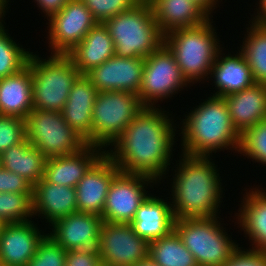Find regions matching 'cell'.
Segmentation results:
<instances>
[{
    "mask_svg": "<svg viewBox=\"0 0 266 266\" xmlns=\"http://www.w3.org/2000/svg\"><path fill=\"white\" fill-rule=\"evenodd\" d=\"M78 72L86 75L115 55L114 42L104 23L97 22L82 41L66 54Z\"/></svg>",
    "mask_w": 266,
    "mask_h": 266,
    "instance_id": "cell-26",
    "label": "cell"
},
{
    "mask_svg": "<svg viewBox=\"0 0 266 266\" xmlns=\"http://www.w3.org/2000/svg\"><path fill=\"white\" fill-rule=\"evenodd\" d=\"M69 0H34L37 7L44 13V16L48 19L53 14L60 12L68 3Z\"/></svg>",
    "mask_w": 266,
    "mask_h": 266,
    "instance_id": "cell-40",
    "label": "cell"
},
{
    "mask_svg": "<svg viewBox=\"0 0 266 266\" xmlns=\"http://www.w3.org/2000/svg\"><path fill=\"white\" fill-rule=\"evenodd\" d=\"M33 193V185L19 174L0 168V193Z\"/></svg>",
    "mask_w": 266,
    "mask_h": 266,
    "instance_id": "cell-37",
    "label": "cell"
},
{
    "mask_svg": "<svg viewBox=\"0 0 266 266\" xmlns=\"http://www.w3.org/2000/svg\"><path fill=\"white\" fill-rule=\"evenodd\" d=\"M209 95L185 119H179L181 153L212 156L225 149L238 153L241 134L232 123L224 97Z\"/></svg>",
    "mask_w": 266,
    "mask_h": 266,
    "instance_id": "cell-3",
    "label": "cell"
},
{
    "mask_svg": "<svg viewBox=\"0 0 266 266\" xmlns=\"http://www.w3.org/2000/svg\"><path fill=\"white\" fill-rule=\"evenodd\" d=\"M178 157L174 165L177 167L171 169L175 174L170 179L171 194L169 192L175 219L219 216L225 189L220 168L212 159L215 157L183 153Z\"/></svg>",
    "mask_w": 266,
    "mask_h": 266,
    "instance_id": "cell-2",
    "label": "cell"
},
{
    "mask_svg": "<svg viewBox=\"0 0 266 266\" xmlns=\"http://www.w3.org/2000/svg\"><path fill=\"white\" fill-rule=\"evenodd\" d=\"M2 168L19 174L33 186L44 177L47 158L25 138L0 154Z\"/></svg>",
    "mask_w": 266,
    "mask_h": 266,
    "instance_id": "cell-28",
    "label": "cell"
},
{
    "mask_svg": "<svg viewBox=\"0 0 266 266\" xmlns=\"http://www.w3.org/2000/svg\"><path fill=\"white\" fill-rule=\"evenodd\" d=\"M149 258L158 266H198L174 230L149 243Z\"/></svg>",
    "mask_w": 266,
    "mask_h": 266,
    "instance_id": "cell-30",
    "label": "cell"
},
{
    "mask_svg": "<svg viewBox=\"0 0 266 266\" xmlns=\"http://www.w3.org/2000/svg\"><path fill=\"white\" fill-rule=\"evenodd\" d=\"M119 172L114 161L104 153L75 187L78 212L101 216L110 184Z\"/></svg>",
    "mask_w": 266,
    "mask_h": 266,
    "instance_id": "cell-15",
    "label": "cell"
},
{
    "mask_svg": "<svg viewBox=\"0 0 266 266\" xmlns=\"http://www.w3.org/2000/svg\"><path fill=\"white\" fill-rule=\"evenodd\" d=\"M67 251L46 235L28 266H65Z\"/></svg>",
    "mask_w": 266,
    "mask_h": 266,
    "instance_id": "cell-34",
    "label": "cell"
},
{
    "mask_svg": "<svg viewBox=\"0 0 266 266\" xmlns=\"http://www.w3.org/2000/svg\"><path fill=\"white\" fill-rule=\"evenodd\" d=\"M98 91L86 75L73 84L61 111L64 120L85 140L92 136V110Z\"/></svg>",
    "mask_w": 266,
    "mask_h": 266,
    "instance_id": "cell-23",
    "label": "cell"
},
{
    "mask_svg": "<svg viewBox=\"0 0 266 266\" xmlns=\"http://www.w3.org/2000/svg\"><path fill=\"white\" fill-rule=\"evenodd\" d=\"M8 2H11V1L10 0H0V27L4 26V24L6 25L5 20H3V19L7 15L6 13L8 12V10L10 8V6H8V5H10Z\"/></svg>",
    "mask_w": 266,
    "mask_h": 266,
    "instance_id": "cell-43",
    "label": "cell"
},
{
    "mask_svg": "<svg viewBox=\"0 0 266 266\" xmlns=\"http://www.w3.org/2000/svg\"><path fill=\"white\" fill-rule=\"evenodd\" d=\"M33 216L51 226L57 220L78 212L76 188L51 184L42 178L33 186Z\"/></svg>",
    "mask_w": 266,
    "mask_h": 266,
    "instance_id": "cell-19",
    "label": "cell"
},
{
    "mask_svg": "<svg viewBox=\"0 0 266 266\" xmlns=\"http://www.w3.org/2000/svg\"><path fill=\"white\" fill-rule=\"evenodd\" d=\"M260 186H251L249 190L244 188L246 192L241 201H238L241 203L234 215V219H237L234 224L244 232V237H249L251 245L248 249L266 252V188Z\"/></svg>",
    "mask_w": 266,
    "mask_h": 266,
    "instance_id": "cell-18",
    "label": "cell"
},
{
    "mask_svg": "<svg viewBox=\"0 0 266 266\" xmlns=\"http://www.w3.org/2000/svg\"><path fill=\"white\" fill-rule=\"evenodd\" d=\"M151 193L140 205L133 220L129 223L134 232L143 240L151 243L169 235L174 230L175 216L171 201L162 195Z\"/></svg>",
    "mask_w": 266,
    "mask_h": 266,
    "instance_id": "cell-21",
    "label": "cell"
},
{
    "mask_svg": "<svg viewBox=\"0 0 266 266\" xmlns=\"http://www.w3.org/2000/svg\"><path fill=\"white\" fill-rule=\"evenodd\" d=\"M104 25L114 42L115 55L147 58L164 43L148 0H140L130 10L105 20Z\"/></svg>",
    "mask_w": 266,
    "mask_h": 266,
    "instance_id": "cell-5",
    "label": "cell"
},
{
    "mask_svg": "<svg viewBox=\"0 0 266 266\" xmlns=\"http://www.w3.org/2000/svg\"><path fill=\"white\" fill-rule=\"evenodd\" d=\"M220 219L219 216L175 219L174 231L198 266H224L240 248Z\"/></svg>",
    "mask_w": 266,
    "mask_h": 266,
    "instance_id": "cell-7",
    "label": "cell"
},
{
    "mask_svg": "<svg viewBox=\"0 0 266 266\" xmlns=\"http://www.w3.org/2000/svg\"><path fill=\"white\" fill-rule=\"evenodd\" d=\"M26 138L25 120L8 115H0V154Z\"/></svg>",
    "mask_w": 266,
    "mask_h": 266,
    "instance_id": "cell-36",
    "label": "cell"
},
{
    "mask_svg": "<svg viewBox=\"0 0 266 266\" xmlns=\"http://www.w3.org/2000/svg\"><path fill=\"white\" fill-rule=\"evenodd\" d=\"M224 266H266V252L240 247Z\"/></svg>",
    "mask_w": 266,
    "mask_h": 266,
    "instance_id": "cell-38",
    "label": "cell"
},
{
    "mask_svg": "<svg viewBox=\"0 0 266 266\" xmlns=\"http://www.w3.org/2000/svg\"><path fill=\"white\" fill-rule=\"evenodd\" d=\"M25 131L29 143L47 159L73 154L87 145L58 111L33 109L25 119Z\"/></svg>",
    "mask_w": 266,
    "mask_h": 266,
    "instance_id": "cell-9",
    "label": "cell"
},
{
    "mask_svg": "<svg viewBox=\"0 0 266 266\" xmlns=\"http://www.w3.org/2000/svg\"><path fill=\"white\" fill-rule=\"evenodd\" d=\"M133 266H158L156 263H154L149 257L143 260L142 262H139Z\"/></svg>",
    "mask_w": 266,
    "mask_h": 266,
    "instance_id": "cell-44",
    "label": "cell"
},
{
    "mask_svg": "<svg viewBox=\"0 0 266 266\" xmlns=\"http://www.w3.org/2000/svg\"><path fill=\"white\" fill-rule=\"evenodd\" d=\"M159 108L145 107L105 153L121 172L146 175L161 184L171 177L166 175L178 141V124L168 110Z\"/></svg>",
    "mask_w": 266,
    "mask_h": 266,
    "instance_id": "cell-1",
    "label": "cell"
},
{
    "mask_svg": "<svg viewBox=\"0 0 266 266\" xmlns=\"http://www.w3.org/2000/svg\"><path fill=\"white\" fill-rule=\"evenodd\" d=\"M35 223L30 220L5 225L0 236V265L28 266L40 242L47 235L46 229L44 231L38 227V222Z\"/></svg>",
    "mask_w": 266,
    "mask_h": 266,
    "instance_id": "cell-17",
    "label": "cell"
},
{
    "mask_svg": "<svg viewBox=\"0 0 266 266\" xmlns=\"http://www.w3.org/2000/svg\"><path fill=\"white\" fill-rule=\"evenodd\" d=\"M163 35L205 23L211 16L193 0H148Z\"/></svg>",
    "mask_w": 266,
    "mask_h": 266,
    "instance_id": "cell-24",
    "label": "cell"
},
{
    "mask_svg": "<svg viewBox=\"0 0 266 266\" xmlns=\"http://www.w3.org/2000/svg\"><path fill=\"white\" fill-rule=\"evenodd\" d=\"M258 1L257 3H255L257 5L256 6L257 8L254 9L255 10L254 14L253 15L251 14V18L249 20H252L260 24H266V0H258Z\"/></svg>",
    "mask_w": 266,
    "mask_h": 266,
    "instance_id": "cell-41",
    "label": "cell"
},
{
    "mask_svg": "<svg viewBox=\"0 0 266 266\" xmlns=\"http://www.w3.org/2000/svg\"><path fill=\"white\" fill-rule=\"evenodd\" d=\"M101 264L133 266L149 257V243L129 223L103 222L98 245Z\"/></svg>",
    "mask_w": 266,
    "mask_h": 266,
    "instance_id": "cell-13",
    "label": "cell"
},
{
    "mask_svg": "<svg viewBox=\"0 0 266 266\" xmlns=\"http://www.w3.org/2000/svg\"><path fill=\"white\" fill-rule=\"evenodd\" d=\"M33 193H0V218L6 223L32 220Z\"/></svg>",
    "mask_w": 266,
    "mask_h": 266,
    "instance_id": "cell-32",
    "label": "cell"
},
{
    "mask_svg": "<svg viewBox=\"0 0 266 266\" xmlns=\"http://www.w3.org/2000/svg\"><path fill=\"white\" fill-rule=\"evenodd\" d=\"M49 52L64 54L78 45L97 23L81 0H69L66 6L47 19Z\"/></svg>",
    "mask_w": 266,
    "mask_h": 266,
    "instance_id": "cell-12",
    "label": "cell"
},
{
    "mask_svg": "<svg viewBox=\"0 0 266 266\" xmlns=\"http://www.w3.org/2000/svg\"><path fill=\"white\" fill-rule=\"evenodd\" d=\"M223 51L224 47L218 52L209 76L216 90L211 94L219 97L240 92L255 83L247 60L239 49L236 54L231 51L234 55Z\"/></svg>",
    "mask_w": 266,
    "mask_h": 266,
    "instance_id": "cell-20",
    "label": "cell"
},
{
    "mask_svg": "<svg viewBox=\"0 0 266 266\" xmlns=\"http://www.w3.org/2000/svg\"><path fill=\"white\" fill-rule=\"evenodd\" d=\"M238 154L252 159L258 165L266 166V120L258 122L241 134Z\"/></svg>",
    "mask_w": 266,
    "mask_h": 266,
    "instance_id": "cell-33",
    "label": "cell"
},
{
    "mask_svg": "<svg viewBox=\"0 0 266 266\" xmlns=\"http://www.w3.org/2000/svg\"><path fill=\"white\" fill-rule=\"evenodd\" d=\"M91 11L93 18L103 23L119 13L130 10L140 0H81Z\"/></svg>",
    "mask_w": 266,
    "mask_h": 266,
    "instance_id": "cell-35",
    "label": "cell"
},
{
    "mask_svg": "<svg viewBox=\"0 0 266 266\" xmlns=\"http://www.w3.org/2000/svg\"><path fill=\"white\" fill-rule=\"evenodd\" d=\"M5 27V25L0 27V79L25 68L31 54L28 48L24 49L23 45L12 38L8 28Z\"/></svg>",
    "mask_w": 266,
    "mask_h": 266,
    "instance_id": "cell-31",
    "label": "cell"
},
{
    "mask_svg": "<svg viewBox=\"0 0 266 266\" xmlns=\"http://www.w3.org/2000/svg\"><path fill=\"white\" fill-rule=\"evenodd\" d=\"M145 58L112 56L86 76L98 92L120 91L138 94L142 84Z\"/></svg>",
    "mask_w": 266,
    "mask_h": 266,
    "instance_id": "cell-14",
    "label": "cell"
},
{
    "mask_svg": "<svg viewBox=\"0 0 266 266\" xmlns=\"http://www.w3.org/2000/svg\"><path fill=\"white\" fill-rule=\"evenodd\" d=\"M144 108L138 94L98 92L92 110V136L86 144L104 148L106 151Z\"/></svg>",
    "mask_w": 266,
    "mask_h": 266,
    "instance_id": "cell-8",
    "label": "cell"
},
{
    "mask_svg": "<svg viewBox=\"0 0 266 266\" xmlns=\"http://www.w3.org/2000/svg\"><path fill=\"white\" fill-rule=\"evenodd\" d=\"M104 153V149L87 144L73 154L48 158L43 178L51 184L76 187L89 168Z\"/></svg>",
    "mask_w": 266,
    "mask_h": 266,
    "instance_id": "cell-22",
    "label": "cell"
},
{
    "mask_svg": "<svg viewBox=\"0 0 266 266\" xmlns=\"http://www.w3.org/2000/svg\"><path fill=\"white\" fill-rule=\"evenodd\" d=\"M248 23L242 45L238 48L247 60L255 83L266 84V24L252 20Z\"/></svg>",
    "mask_w": 266,
    "mask_h": 266,
    "instance_id": "cell-29",
    "label": "cell"
},
{
    "mask_svg": "<svg viewBox=\"0 0 266 266\" xmlns=\"http://www.w3.org/2000/svg\"><path fill=\"white\" fill-rule=\"evenodd\" d=\"M6 224L7 223L3 219L0 218V236Z\"/></svg>",
    "mask_w": 266,
    "mask_h": 266,
    "instance_id": "cell-45",
    "label": "cell"
},
{
    "mask_svg": "<svg viewBox=\"0 0 266 266\" xmlns=\"http://www.w3.org/2000/svg\"><path fill=\"white\" fill-rule=\"evenodd\" d=\"M158 182L146 175L119 172L110 184L101 218L103 222L130 223L139 205ZM149 192V193H148Z\"/></svg>",
    "mask_w": 266,
    "mask_h": 266,
    "instance_id": "cell-11",
    "label": "cell"
},
{
    "mask_svg": "<svg viewBox=\"0 0 266 266\" xmlns=\"http://www.w3.org/2000/svg\"><path fill=\"white\" fill-rule=\"evenodd\" d=\"M101 216L75 212L57 220L48 229L50 236L66 251L77 249L96 250L99 245Z\"/></svg>",
    "mask_w": 266,
    "mask_h": 266,
    "instance_id": "cell-16",
    "label": "cell"
},
{
    "mask_svg": "<svg viewBox=\"0 0 266 266\" xmlns=\"http://www.w3.org/2000/svg\"><path fill=\"white\" fill-rule=\"evenodd\" d=\"M212 18L201 25L179 28L164 35V44L174 54L183 76L192 86L204 80L209 83L211 68L223 48Z\"/></svg>",
    "mask_w": 266,
    "mask_h": 266,
    "instance_id": "cell-4",
    "label": "cell"
},
{
    "mask_svg": "<svg viewBox=\"0 0 266 266\" xmlns=\"http://www.w3.org/2000/svg\"><path fill=\"white\" fill-rule=\"evenodd\" d=\"M192 86L183 76L174 54L163 43L145 58L142 84L138 96L145 107H161L157 104L172 99L184 87ZM179 91V92H178Z\"/></svg>",
    "mask_w": 266,
    "mask_h": 266,
    "instance_id": "cell-10",
    "label": "cell"
},
{
    "mask_svg": "<svg viewBox=\"0 0 266 266\" xmlns=\"http://www.w3.org/2000/svg\"><path fill=\"white\" fill-rule=\"evenodd\" d=\"M33 110L30 66L0 79V115L26 119Z\"/></svg>",
    "mask_w": 266,
    "mask_h": 266,
    "instance_id": "cell-27",
    "label": "cell"
},
{
    "mask_svg": "<svg viewBox=\"0 0 266 266\" xmlns=\"http://www.w3.org/2000/svg\"><path fill=\"white\" fill-rule=\"evenodd\" d=\"M224 100L232 123L240 134L266 120V84L254 83L247 89L224 96Z\"/></svg>",
    "mask_w": 266,
    "mask_h": 266,
    "instance_id": "cell-25",
    "label": "cell"
},
{
    "mask_svg": "<svg viewBox=\"0 0 266 266\" xmlns=\"http://www.w3.org/2000/svg\"><path fill=\"white\" fill-rule=\"evenodd\" d=\"M197 4H199L211 17H213L214 10L218 8L219 3L222 0H193ZM213 12V13H212Z\"/></svg>",
    "mask_w": 266,
    "mask_h": 266,
    "instance_id": "cell-42",
    "label": "cell"
},
{
    "mask_svg": "<svg viewBox=\"0 0 266 266\" xmlns=\"http://www.w3.org/2000/svg\"><path fill=\"white\" fill-rule=\"evenodd\" d=\"M31 51L28 65L32 75L33 109L61 112L70 90L81 75L64 54H50L43 59Z\"/></svg>",
    "mask_w": 266,
    "mask_h": 266,
    "instance_id": "cell-6",
    "label": "cell"
},
{
    "mask_svg": "<svg viewBox=\"0 0 266 266\" xmlns=\"http://www.w3.org/2000/svg\"><path fill=\"white\" fill-rule=\"evenodd\" d=\"M101 259L98 249H77L66 253L65 266H100Z\"/></svg>",
    "mask_w": 266,
    "mask_h": 266,
    "instance_id": "cell-39",
    "label": "cell"
}]
</instances>
